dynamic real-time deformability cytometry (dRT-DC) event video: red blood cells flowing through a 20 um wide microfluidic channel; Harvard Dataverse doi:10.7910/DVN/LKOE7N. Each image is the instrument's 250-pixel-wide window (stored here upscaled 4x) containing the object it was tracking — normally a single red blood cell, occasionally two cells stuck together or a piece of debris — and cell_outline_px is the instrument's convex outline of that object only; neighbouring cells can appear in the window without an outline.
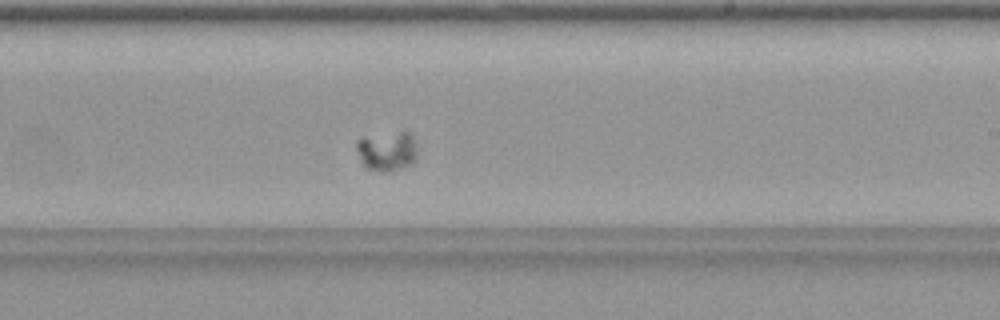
{"species": "common noctule bat (a hibernating species)", "species_latin": "Nyctalus noctula", "temperature_condition": "warm", "stored_images_in_passage": 45, "camera_frame_rate_fps": 3000, "um_per_image_px": 0.085, "animal": {"sex": "female", "body_mass_g": 19.9}, "frame": {"image": 1, "passage_image": 26, "time_ms": 8.333, "image_size_px": [1000, 320], "cell_outline_px": [[416, 160], [412, 164], [388, 172], [380, 172], [364, 168], [356, 148], [356, 140], [400, 132], [408, 132], [416, 140]], "centroid_in_image_um": [32.92, 12.89], "position_along_channel_um": 256.1, "area_um2": 13.81}}
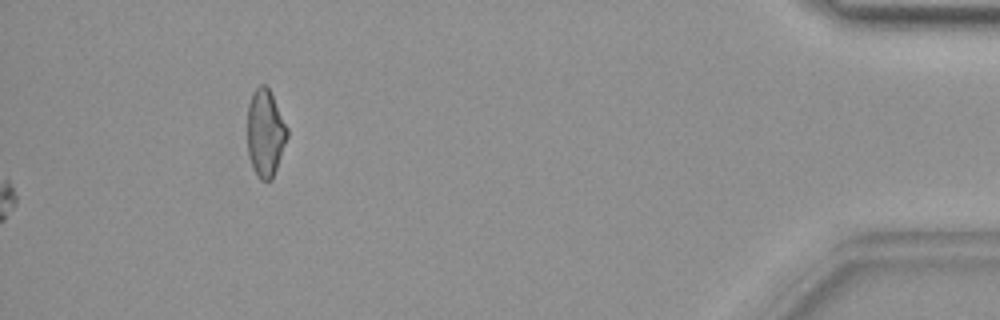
{"frame": {"image": 2, "passage_image": 45, "time_ms": 14.667, "image_size_px": [1000, 320], "cell_outline_px": [[288, 136], [272, 180], [260, 180], [252, 168], [248, 156], [248, 104], [252, 92], [260, 84], [264, 84], [268, 88], [288, 128]], "centroid_in_image_um": [22.54, 11.32], "position_along_channel_um": 412.7, "area_um2": 20.17}}